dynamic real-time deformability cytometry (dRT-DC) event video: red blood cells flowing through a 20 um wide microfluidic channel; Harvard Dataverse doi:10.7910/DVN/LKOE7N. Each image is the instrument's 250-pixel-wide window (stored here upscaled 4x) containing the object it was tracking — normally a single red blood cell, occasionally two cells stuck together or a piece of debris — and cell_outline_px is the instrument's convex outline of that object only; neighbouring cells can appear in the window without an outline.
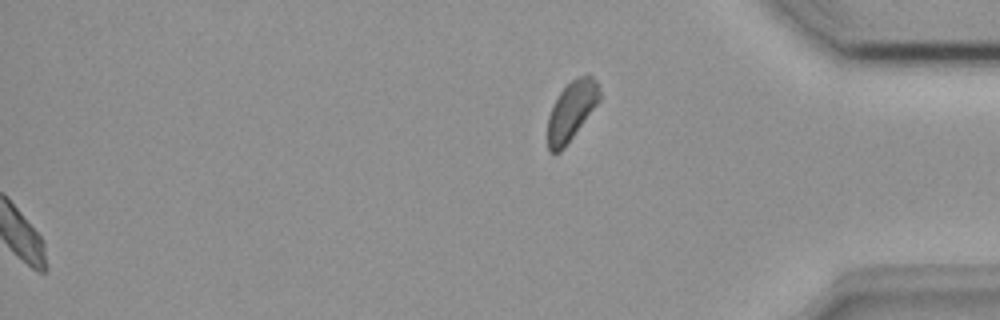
{"species": "common noctule bat (a hibernating species)", "species_latin": "Nyctalus noctula", "temperature_condition": "room temperature", "stored_images_in_passage": 43, "segment_of_instrument_passage": [2, 2], "camera_frame_rate_fps": 3000, "um_per_image_px": 0.085, "animal": {"sex": "female", "body_mass_g": 18.4}, "frame": {"image": 1, "passage_image": 43, "time_ms": 14.0, "image_size_px": [1000, 320], "cell_outline_px": [[600, 100], [564, 148], [560, 152], [548, 152], [548, 116], [560, 92], [572, 80], [580, 76], [592, 76], [596, 80], [600, 88]], "centroid_in_image_um": [48.58, 9.43], "position_along_channel_um": 386.6, "area_um2": 17.51}}